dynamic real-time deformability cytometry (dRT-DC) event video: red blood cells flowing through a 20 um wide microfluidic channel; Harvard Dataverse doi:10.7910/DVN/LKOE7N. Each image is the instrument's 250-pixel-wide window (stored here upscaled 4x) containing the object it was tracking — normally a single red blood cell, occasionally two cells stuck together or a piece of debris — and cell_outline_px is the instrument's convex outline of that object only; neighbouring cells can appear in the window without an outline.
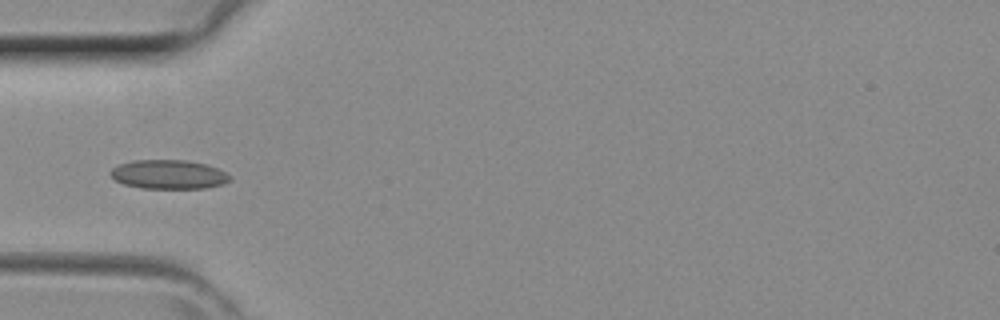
{"species": "common noctule bat (a hibernating species)", "species_latin": "Nyctalus noctula", "temperature_condition": "room temperature", "stored_images_in_passage": 30, "camera_frame_rate_fps": 3000, "um_per_image_px": 0.085, "animal": {"sex": "female", "body_mass_g": 29.2, "forearm_length_mm": 56.3}, "frame": {"image": 1, "passage_image": 1, "time_ms": 0.0, "image_size_px": [1000, 320], "cell_outline_px": [[232, 180], [224, 184], [204, 188], [140, 188], [124, 184], [116, 180], [108, 172], [112, 168], [120, 164], [132, 160], [184, 160], [204, 164], [216, 168], [232, 176]], "centroid_in_image_um": [14.33, 14.83], "position_along_channel_um": 70.7, "area_um2": 20.17}}
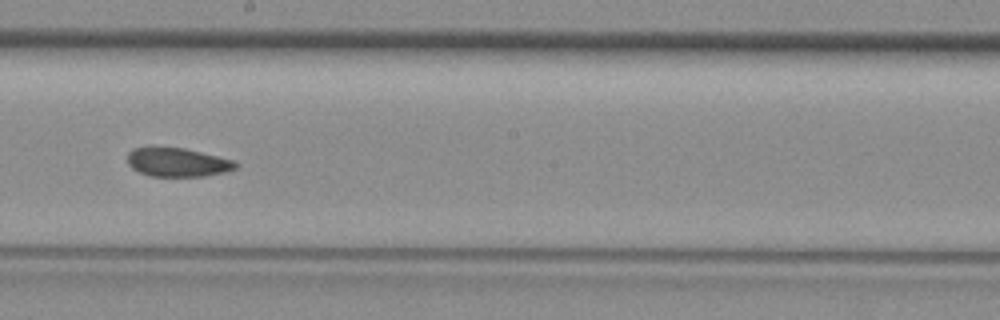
{"frame": {"image": 2, "passage_image": 11, "time_ms": 3.333, "image_size_px": [1000, 320], "cell_outline_px": [[240, 164], [236, 168], [228, 172], [204, 176], [152, 176], [140, 172], [132, 168], [128, 164], [128, 152], [132, 148], [184, 148], [232, 160]], "centroid_in_image_um": [15.11, 13.81], "position_along_channel_um": 233.1, "area_um2": 17.92}}
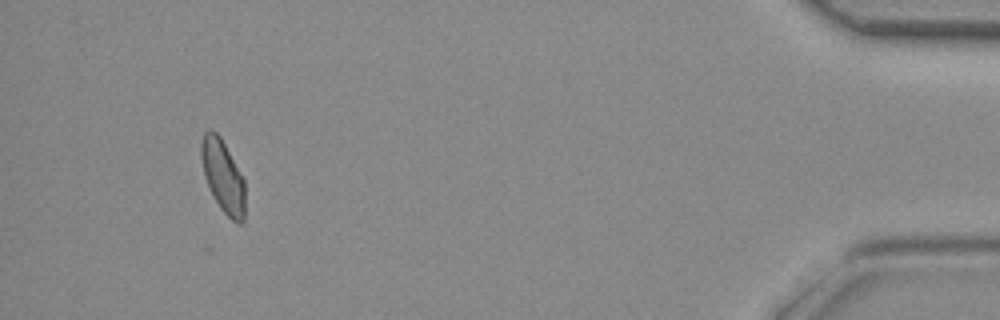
{"frame": {"image": 3, "passage_image": 27, "time_ms": 8.667, "image_size_px": [1000, 320], "cell_outline_px": [[244, 220], [240, 224], [232, 220], [220, 208], [204, 176], [200, 156], [200, 144], [204, 132], [208, 128], [216, 132], [220, 136], [244, 180]], "centroid_in_image_um": [18.92, 14.94], "position_along_channel_um": 416.3, "area_um2": 18.26}}